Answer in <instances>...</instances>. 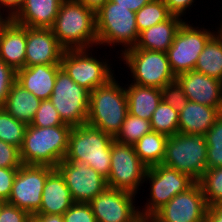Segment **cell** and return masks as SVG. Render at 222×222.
<instances>
[{
	"mask_svg": "<svg viewBox=\"0 0 222 222\" xmlns=\"http://www.w3.org/2000/svg\"><path fill=\"white\" fill-rule=\"evenodd\" d=\"M51 30L64 50L97 46L95 12L75 0L62 1Z\"/></svg>",
	"mask_w": 222,
	"mask_h": 222,
	"instance_id": "6da1fadb",
	"label": "cell"
},
{
	"mask_svg": "<svg viewBox=\"0 0 222 222\" xmlns=\"http://www.w3.org/2000/svg\"><path fill=\"white\" fill-rule=\"evenodd\" d=\"M70 125L35 127L27 125L20 158L23 165L56 166L65 158Z\"/></svg>",
	"mask_w": 222,
	"mask_h": 222,
	"instance_id": "7a4b0ae2",
	"label": "cell"
},
{
	"mask_svg": "<svg viewBox=\"0 0 222 222\" xmlns=\"http://www.w3.org/2000/svg\"><path fill=\"white\" fill-rule=\"evenodd\" d=\"M115 78L114 76L107 83L90 92L86 121L87 124L113 138L119 133L128 113L125 86L123 87V83L121 85Z\"/></svg>",
	"mask_w": 222,
	"mask_h": 222,
	"instance_id": "3957f363",
	"label": "cell"
},
{
	"mask_svg": "<svg viewBox=\"0 0 222 222\" xmlns=\"http://www.w3.org/2000/svg\"><path fill=\"white\" fill-rule=\"evenodd\" d=\"M113 140L111 135L87 123L72 127L64 160L85 162L107 179Z\"/></svg>",
	"mask_w": 222,
	"mask_h": 222,
	"instance_id": "277c9868",
	"label": "cell"
},
{
	"mask_svg": "<svg viewBox=\"0 0 222 222\" xmlns=\"http://www.w3.org/2000/svg\"><path fill=\"white\" fill-rule=\"evenodd\" d=\"M97 45L122 46L120 54L134 47L139 38L135 12L109 0L95 13Z\"/></svg>",
	"mask_w": 222,
	"mask_h": 222,
	"instance_id": "5b68a950",
	"label": "cell"
},
{
	"mask_svg": "<svg viewBox=\"0 0 222 222\" xmlns=\"http://www.w3.org/2000/svg\"><path fill=\"white\" fill-rule=\"evenodd\" d=\"M205 135L176 133L168 136L163 165L176 169L198 182L206 170Z\"/></svg>",
	"mask_w": 222,
	"mask_h": 222,
	"instance_id": "8992f818",
	"label": "cell"
},
{
	"mask_svg": "<svg viewBox=\"0 0 222 222\" xmlns=\"http://www.w3.org/2000/svg\"><path fill=\"white\" fill-rule=\"evenodd\" d=\"M118 58L130 70L133 84L162 89L176 79L166 52L137 49L134 46Z\"/></svg>",
	"mask_w": 222,
	"mask_h": 222,
	"instance_id": "52a82bcc",
	"label": "cell"
},
{
	"mask_svg": "<svg viewBox=\"0 0 222 222\" xmlns=\"http://www.w3.org/2000/svg\"><path fill=\"white\" fill-rule=\"evenodd\" d=\"M91 50L94 51L91 48L64 50L60 62L61 68L70 78L89 92L116 76L111 68L113 64H110L108 59L93 56Z\"/></svg>",
	"mask_w": 222,
	"mask_h": 222,
	"instance_id": "ba28073f",
	"label": "cell"
},
{
	"mask_svg": "<svg viewBox=\"0 0 222 222\" xmlns=\"http://www.w3.org/2000/svg\"><path fill=\"white\" fill-rule=\"evenodd\" d=\"M90 92L75 83L61 67L49 98L64 124L71 127L86 124Z\"/></svg>",
	"mask_w": 222,
	"mask_h": 222,
	"instance_id": "9c48e42d",
	"label": "cell"
},
{
	"mask_svg": "<svg viewBox=\"0 0 222 222\" xmlns=\"http://www.w3.org/2000/svg\"><path fill=\"white\" fill-rule=\"evenodd\" d=\"M184 21L167 50L168 61L175 76L194 70L200 53L208 40L217 32Z\"/></svg>",
	"mask_w": 222,
	"mask_h": 222,
	"instance_id": "30bf717a",
	"label": "cell"
},
{
	"mask_svg": "<svg viewBox=\"0 0 222 222\" xmlns=\"http://www.w3.org/2000/svg\"><path fill=\"white\" fill-rule=\"evenodd\" d=\"M150 183L149 197L139 209L145 216L151 217L158 209L167 204L175 195L185 192L195 181L188 175L163 164L148 167L144 182ZM151 181V182H150Z\"/></svg>",
	"mask_w": 222,
	"mask_h": 222,
	"instance_id": "8fae6325",
	"label": "cell"
},
{
	"mask_svg": "<svg viewBox=\"0 0 222 222\" xmlns=\"http://www.w3.org/2000/svg\"><path fill=\"white\" fill-rule=\"evenodd\" d=\"M110 162V174L106 179L108 187L136 195L141 190L148 167L139 159L134 146L113 140Z\"/></svg>",
	"mask_w": 222,
	"mask_h": 222,
	"instance_id": "7c38bea8",
	"label": "cell"
},
{
	"mask_svg": "<svg viewBox=\"0 0 222 222\" xmlns=\"http://www.w3.org/2000/svg\"><path fill=\"white\" fill-rule=\"evenodd\" d=\"M50 166L22 165L15 175L7 203L35 215L41 206L42 193Z\"/></svg>",
	"mask_w": 222,
	"mask_h": 222,
	"instance_id": "4fadbf2b",
	"label": "cell"
},
{
	"mask_svg": "<svg viewBox=\"0 0 222 222\" xmlns=\"http://www.w3.org/2000/svg\"><path fill=\"white\" fill-rule=\"evenodd\" d=\"M208 204L198 182L175 195L150 218L152 222H205Z\"/></svg>",
	"mask_w": 222,
	"mask_h": 222,
	"instance_id": "5bb4252c",
	"label": "cell"
},
{
	"mask_svg": "<svg viewBox=\"0 0 222 222\" xmlns=\"http://www.w3.org/2000/svg\"><path fill=\"white\" fill-rule=\"evenodd\" d=\"M56 169L63 176L74 202L89 203L107 187V180L85 162L62 160Z\"/></svg>",
	"mask_w": 222,
	"mask_h": 222,
	"instance_id": "9a60e30c",
	"label": "cell"
},
{
	"mask_svg": "<svg viewBox=\"0 0 222 222\" xmlns=\"http://www.w3.org/2000/svg\"><path fill=\"white\" fill-rule=\"evenodd\" d=\"M135 197L131 192L107 187L89 204L97 222H129L140 213Z\"/></svg>",
	"mask_w": 222,
	"mask_h": 222,
	"instance_id": "2e32d148",
	"label": "cell"
},
{
	"mask_svg": "<svg viewBox=\"0 0 222 222\" xmlns=\"http://www.w3.org/2000/svg\"><path fill=\"white\" fill-rule=\"evenodd\" d=\"M63 52L51 29L27 27L25 67L61 65Z\"/></svg>",
	"mask_w": 222,
	"mask_h": 222,
	"instance_id": "e0dca14e",
	"label": "cell"
},
{
	"mask_svg": "<svg viewBox=\"0 0 222 222\" xmlns=\"http://www.w3.org/2000/svg\"><path fill=\"white\" fill-rule=\"evenodd\" d=\"M183 88L189 101L221 107L222 81L195 70L181 73L175 79Z\"/></svg>",
	"mask_w": 222,
	"mask_h": 222,
	"instance_id": "ac0fdd59",
	"label": "cell"
},
{
	"mask_svg": "<svg viewBox=\"0 0 222 222\" xmlns=\"http://www.w3.org/2000/svg\"><path fill=\"white\" fill-rule=\"evenodd\" d=\"M61 65H34L16 71V82L41 100L49 99Z\"/></svg>",
	"mask_w": 222,
	"mask_h": 222,
	"instance_id": "d6986e66",
	"label": "cell"
},
{
	"mask_svg": "<svg viewBox=\"0 0 222 222\" xmlns=\"http://www.w3.org/2000/svg\"><path fill=\"white\" fill-rule=\"evenodd\" d=\"M27 27L11 20L0 38V59L15 71L25 67Z\"/></svg>",
	"mask_w": 222,
	"mask_h": 222,
	"instance_id": "ffe728a7",
	"label": "cell"
},
{
	"mask_svg": "<svg viewBox=\"0 0 222 222\" xmlns=\"http://www.w3.org/2000/svg\"><path fill=\"white\" fill-rule=\"evenodd\" d=\"M74 203L63 176L55 168L47 177L39 211L36 214L63 215Z\"/></svg>",
	"mask_w": 222,
	"mask_h": 222,
	"instance_id": "44dd1931",
	"label": "cell"
},
{
	"mask_svg": "<svg viewBox=\"0 0 222 222\" xmlns=\"http://www.w3.org/2000/svg\"><path fill=\"white\" fill-rule=\"evenodd\" d=\"M63 0H26L23 8L12 18L17 24L30 28L51 29Z\"/></svg>",
	"mask_w": 222,
	"mask_h": 222,
	"instance_id": "7402d4cb",
	"label": "cell"
},
{
	"mask_svg": "<svg viewBox=\"0 0 222 222\" xmlns=\"http://www.w3.org/2000/svg\"><path fill=\"white\" fill-rule=\"evenodd\" d=\"M220 107H211L188 101L179 112V132L183 134L205 135L219 118Z\"/></svg>",
	"mask_w": 222,
	"mask_h": 222,
	"instance_id": "603a6c76",
	"label": "cell"
},
{
	"mask_svg": "<svg viewBox=\"0 0 222 222\" xmlns=\"http://www.w3.org/2000/svg\"><path fill=\"white\" fill-rule=\"evenodd\" d=\"M184 21L180 16L171 15L167 20L140 32L135 47L137 49L167 52L173 43L176 32Z\"/></svg>",
	"mask_w": 222,
	"mask_h": 222,
	"instance_id": "cb8c5ba5",
	"label": "cell"
},
{
	"mask_svg": "<svg viewBox=\"0 0 222 222\" xmlns=\"http://www.w3.org/2000/svg\"><path fill=\"white\" fill-rule=\"evenodd\" d=\"M129 82L128 80V84H125L128 113L142 119L151 120L155 109L162 100L160 89Z\"/></svg>",
	"mask_w": 222,
	"mask_h": 222,
	"instance_id": "d4e9b609",
	"label": "cell"
},
{
	"mask_svg": "<svg viewBox=\"0 0 222 222\" xmlns=\"http://www.w3.org/2000/svg\"><path fill=\"white\" fill-rule=\"evenodd\" d=\"M41 101L15 81L10 88L3 108L16 120L30 125Z\"/></svg>",
	"mask_w": 222,
	"mask_h": 222,
	"instance_id": "484cf974",
	"label": "cell"
},
{
	"mask_svg": "<svg viewBox=\"0 0 222 222\" xmlns=\"http://www.w3.org/2000/svg\"><path fill=\"white\" fill-rule=\"evenodd\" d=\"M216 30L200 53L194 70L222 81V31Z\"/></svg>",
	"mask_w": 222,
	"mask_h": 222,
	"instance_id": "4316f807",
	"label": "cell"
},
{
	"mask_svg": "<svg viewBox=\"0 0 222 222\" xmlns=\"http://www.w3.org/2000/svg\"><path fill=\"white\" fill-rule=\"evenodd\" d=\"M167 139V135L151 131L140 138L133 146L139 159L147 167H152L162 164Z\"/></svg>",
	"mask_w": 222,
	"mask_h": 222,
	"instance_id": "83f0119b",
	"label": "cell"
},
{
	"mask_svg": "<svg viewBox=\"0 0 222 222\" xmlns=\"http://www.w3.org/2000/svg\"><path fill=\"white\" fill-rule=\"evenodd\" d=\"M152 131L173 136L179 132V112L161 100L150 120Z\"/></svg>",
	"mask_w": 222,
	"mask_h": 222,
	"instance_id": "f1b7e54d",
	"label": "cell"
},
{
	"mask_svg": "<svg viewBox=\"0 0 222 222\" xmlns=\"http://www.w3.org/2000/svg\"><path fill=\"white\" fill-rule=\"evenodd\" d=\"M138 32L167 20L172 14L162 0H151L136 13Z\"/></svg>",
	"mask_w": 222,
	"mask_h": 222,
	"instance_id": "f546056e",
	"label": "cell"
},
{
	"mask_svg": "<svg viewBox=\"0 0 222 222\" xmlns=\"http://www.w3.org/2000/svg\"><path fill=\"white\" fill-rule=\"evenodd\" d=\"M152 131L150 120L142 119L127 113L119 133L114 137L119 143L135 144L145 134Z\"/></svg>",
	"mask_w": 222,
	"mask_h": 222,
	"instance_id": "4dcf8cb0",
	"label": "cell"
},
{
	"mask_svg": "<svg viewBox=\"0 0 222 222\" xmlns=\"http://www.w3.org/2000/svg\"><path fill=\"white\" fill-rule=\"evenodd\" d=\"M27 124L16 120L3 107H0V140L20 149Z\"/></svg>",
	"mask_w": 222,
	"mask_h": 222,
	"instance_id": "1f68e13d",
	"label": "cell"
},
{
	"mask_svg": "<svg viewBox=\"0 0 222 222\" xmlns=\"http://www.w3.org/2000/svg\"><path fill=\"white\" fill-rule=\"evenodd\" d=\"M198 183L208 207L222 205V167L206 169Z\"/></svg>",
	"mask_w": 222,
	"mask_h": 222,
	"instance_id": "d6a6232c",
	"label": "cell"
},
{
	"mask_svg": "<svg viewBox=\"0 0 222 222\" xmlns=\"http://www.w3.org/2000/svg\"><path fill=\"white\" fill-rule=\"evenodd\" d=\"M30 125L45 128L67 124L63 123L58 111L55 109L51 101L49 99H45L41 101Z\"/></svg>",
	"mask_w": 222,
	"mask_h": 222,
	"instance_id": "836d02e7",
	"label": "cell"
},
{
	"mask_svg": "<svg viewBox=\"0 0 222 222\" xmlns=\"http://www.w3.org/2000/svg\"><path fill=\"white\" fill-rule=\"evenodd\" d=\"M160 91L162 101L172 106L176 111L180 112L187 106L189 100L176 80L166 84Z\"/></svg>",
	"mask_w": 222,
	"mask_h": 222,
	"instance_id": "e575fe53",
	"label": "cell"
},
{
	"mask_svg": "<svg viewBox=\"0 0 222 222\" xmlns=\"http://www.w3.org/2000/svg\"><path fill=\"white\" fill-rule=\"evenodd\" d=\"M63 218L64 222H97L89 203L74 202Z\"/></svg>",
	"mask_w": 222,
	"mask_h": 222,
	"instance_id": "d590c367",
	"label": "cell"
},
{
	"mask_svg": "<svg viewBox=\"0 0 222 222\" xmlns=\"http://www.w3.org/2000/svg\"><path fill=\"white\" fill-rule=\"evenodd\" d=\"M20 149L0 140V168H20Z\"/></svg>",
	"mask_w": 222,
	"mask_h": 222,
	"instance_id": "8d00e7d4",
	"label": "cell"
},
{
	"mask_svg": "<svg viewBox=\"0 0 222 222\" xmlns=\"http://www.w3.org/2000/svg\"><path fill=\"white\" fill-rule=\"evenodd\" d=\"M16 81V71L0 59V107H3L12 84Z\"/></svg>",
	"mask_w": 222,
	"mask_h": 222,
	"instance_id": "74e56055",
	"label": "cell"
},
{
	"mask_svg": "<svg viewBox=\"0 0 222 222\" xmlns=\"http://www.w3.org/2000/svg\"><path fill=\"white\" fill-rule=\"evenodd\" d=\"M30 216L27 211L6 202L0 211V222H26Z\"/></svg>",
	"mask_w": 222,
	"mask_h": 222,
	"instance_id": "f35d334b",
	"label": "cell"
},
{
	"mask_svg": "<svg viewBox=\"0 0 222 222\" xmlns=\"http://www.w3.org/2000/svg\"><path fill=\"white\" fill-rule=\"evenodd\" d=\"M18 168H0V199L8 201Z\"/></svg>",
	"mask_w": 222,
	"mask_h": 222,
	"instance_id": "ab89813d",
	"label": "cell"
},
{
	"mask_svg": "<svg viewBox=\"0 0 222 222\" xmlns=\"http://www.w3.org/2000/svg\"><path fill=\"white\" fill-rule=\"evenodd\" d=\"M172 15L184 17L196 0H162ZM191 7V8H190ZM188 9V10H187Z\"/></svg>",
	"mask_w": 222,
	"mask_h": 222,
	"instance_id": "60d3db41",
	"label": "cell"
},
{
	"mask_svg": "<svg viewBox=\"0 0 222 222\" xmlns=\"http://www.w3.org/2000/svg\"><path fill=\"white\" fill-rule=\"evenodd\" d=\"M222 167V145H207L206 169Z\"/></svg>",
	"mask_w": 222,
	"mask_h": 222,
	"instance_id": "b9f144b4",
	"label": "cell"
},
{
	"mask_svg": "<svg viewBox=\"0 0 222 222\" xmlns=\"http://www.w3.org/2000/svg\"><path fill=\"white\" fill-rule=\"evenodd\" d=\"M207 145H222V118L219 117L205 134Z\"/></svg>",
	"mask_w": 222,
	"mask_h": 222,
	"instance_id": "7bdbcfd3",
	"label": "cell"
},
{
	"mask_svg": "<svg viewBox=\"0 0 222 222\" xmlns=\"http://www.w3.org/2000/svg\"><path fill=\"white\" fill-rule=\"evenodd\" d=\"M25 3L26 0H0V10L5 11L13 18L23 8Z\"/></svg>",
	"mask_w": 222,
	"mask_h": 222,
	"instance_id": "ee69618b",
	"label": "cell"
},
{
	"mask_svg": "<svg viewBox=\"0 0 222 222\" xmlns=\"http://www.w3.org/2000/svg\"><path fill=\"white\" fill-rule=\"evenodd\" d=\"M114 3H117V6H123L128 8L130 11L137 12L151 0H111Z\"/></svg>",
	"mask_w": 222,
	"mask_h": 222,
	"instance_id": "f6af8a7d",
	"label": "cell"
},
{
	"mask_svg": "<svg viewBox=\"0 0 222 222\" xmlns=\"http://www.w3.org/2000/svg\"><path fill=\"white\" fill-rule=\"evenodd\" d=\"M205 222H222V205L208 207Z\"/></svg>",
	"mask_w": 222,
	"mask_h": 222,
	"instance_id": "bcb514c9",
	"label": "cell"
},
{
	"mask_svg": "<svg viewBox=\"0 0 222 222\" xmlns=\"http://www.w3.org/2000/svg\"><path fill=\"white\" fill-rule=\"evenodd\" d=\"M77 2H80L87 8L91 9L95 13L103 7L109 0H75Z\"/></svg>",
	"mask_w": 222,
	"mask_h": 222,
	"instance_id": "7dc6e473",
	"label": "cell"
},
{
	"mask_svg": "<svg viewBox=\"0 0 222 222\" xmlns=\"http://www.w3.org/2000/svg\"><path fill=\"white\" fill-rule=\"evenodd\" d=\"M33 216L39 222H64L63 215L59 214H35Z\"/></svg>",
	"mask_w": 222,
	"mask_h": 222,
	"instance_id": "c3c4849f",
	"label": "cell"
},
{
	"mask_svg": "<svg viewBox=\"0 0 222 222\" xmlns=\"http://www.w3.org/2000/svg\"><path fill=\"white\" fill-rule=\"evenodd\" d=\"M5 11H2L0 10V38H1V35H2V32L4 30V28L10 23V21L12 20V18L7 14L5 13ZM3 13V14H2Z\"/></svg>",
	"mask_w": 222,
	"mask_h": 222,
	"instance_id": "681fc988",
	"label": "cell"
},
{
	"mask_svg": "<svg viewBox=\"0 0 222 222\" xmlns=\"http://www.w3.org/2000/svg\"><path fill=\"white\" fill-rule=\"evenodd\" d=\"M151 218L148 216H145L141 212L131 221L129 222H150Z\"/></svg>",
	"mask_w": 222,
	"mask_h": 222,
	"instance_id": "f907efd6",
	"label": "cell"
},
{
	"mask_svg": "<svg viewBox=\"0 0 222 222\" xmlns=\"http://www.w3.org/2000/svg\"><path fill=\"white\" fill-rule=\"evenodd\" d=\"M26 222H39L33 215Z\"/></svg>",
	"mask_w": 222,
	"mask_h": 222,
	"instance_id": "816d5d0a",
	"label": "cell"
},
{
	"mask_svg": "<svg viewBox=\"0 0 222 222\" xmlns=\"http://www.w3.org/2000/svg\"><path fill=\"white\" fill-rule=\"evenodd\" d=\"M6 202L4 201V200H1L0 199V211H1V209H2V206L5 204Z\"/></svg>",
	"mask_w": 222,
	"mask_h": 222,
	"instance_id": "f5cc1de1",
	"label": "cell"
},
{
	"mask_svg": "<svg viewBox=\"0 0 222 222\" xmlns=\"http://www.w3.org/2000/svg\"><path fill=\"white\" fill-rule=\"evenodd\" d=\"M220 16H222V15H220ZM222 18V17H221ZM220 23V25L217 27L219 30H221L222 31V19H221V21H219Z\"/></svg>",
	"mask_w": 222,
	"mask_h": 222,
	"instance_id": "db71d44e",
	"label": "cell"
},
{
	"mask_svg": "<svg viewBox=\"0 0 222 222\" xmlns=\"http://www.w3.org/2000/svg\"><path fill=\"white\" fill-rule=\"evenodd\" d=\"M219 117L222 118V105H221L220 110H219Z\"/></svg>",
	"mask_w": 222,
	"mask_h": 222,
	"instance_id": "11a10c76",
	"label": "cell"
}]
</instances>
